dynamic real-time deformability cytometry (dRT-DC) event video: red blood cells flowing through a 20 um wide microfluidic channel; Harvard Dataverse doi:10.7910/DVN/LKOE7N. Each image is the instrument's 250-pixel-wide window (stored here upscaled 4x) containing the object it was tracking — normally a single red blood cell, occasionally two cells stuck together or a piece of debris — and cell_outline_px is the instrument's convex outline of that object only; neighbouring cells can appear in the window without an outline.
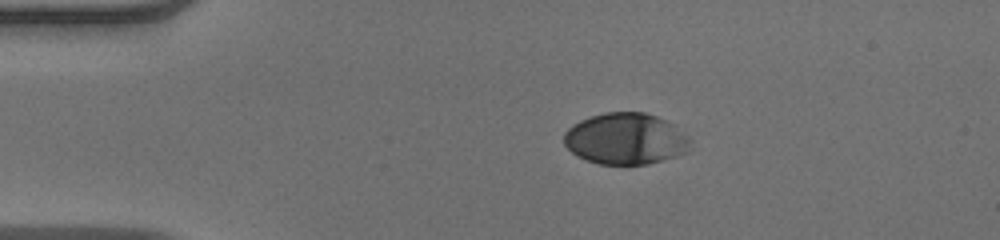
{"species": "human", "species_latin": "Homo sapiens", "temperature_condition": "warm", "stored_images_in_passage": 43, "camera_frame_rate_fps": 3000, "um_per_image_px": 0.085, "donor": {"sex": "male"}, "frame": {"image": 1, "passage_image": 1, "time_ms": 0.0, "image_size_px": [1000, 240], "cell_outline_px": [[692, 140], [684, 152], [676, 156], [648, 164], [600, 164], [576, 156], [564, 144], [564, 132], [572, 124], [580, 120], [604, 112], [644, 112], [668, 120], [688, 136]], "centroid_in_image_um": [53.16, 11.78], "position_along_channel_um": 31.8, "area_um2": 37.8}}
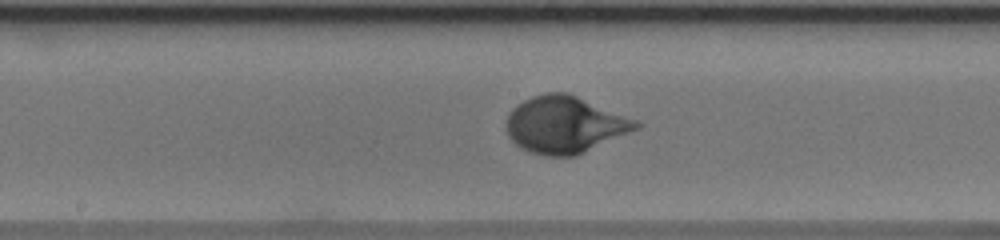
{"frame": {"image": 2, "passage_image": 18, "time_ms": 5.667, "image_size_px": [1000, 240], "cell_outline_px": [[644, 124], [640, 128], [576, 156], [544, 156], [528, 152], [520, 148], [508, 136], [508, 112], [516, 104], [532, 96], [544, 92], [568, 92], [636, 120]], "centroid_in_image_um": [48.01, 10.6], "position_along_channel_um": 200.2, "area_um2": 43.12}}
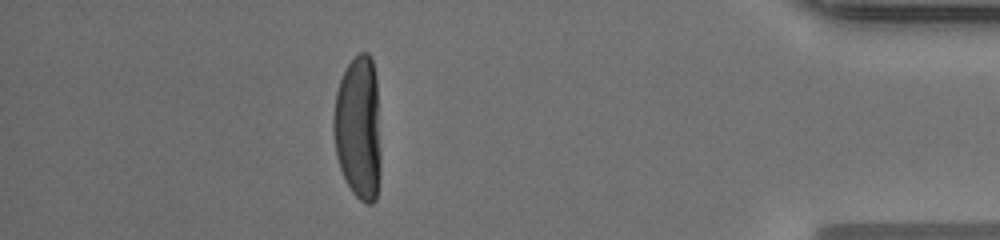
{"frame": {"image": 3, "passage_image": 37, "time_ms": 12.0, "image_size_px": [1000, 240], "cell_outline_px": [[380, 176], [376, 200], [372, 204], [364, 204], [352, 192], [344, 180], [336, 156], [332, 128], [332, 116], [336, 92], [340, 80], [348, 64], [360, 52], [368, 52], [372, 56], [376, 76], [380, 148]], "centroid_in_image_um": [30.45, 10.9], "position_along_channel_um": 404.7, "area_um2": 40.4}, "authors_computed_cell_mechanics": {"area_um2": 40.171, "velocity_mm_per_s": 3.9315, "shape_relaxation_time_tau1_ms": 2.8241, "shape_relaxation_time_tau2_ms": null, "deformation_change_tau1": 0.204, "deformation_change_tau2": null}}